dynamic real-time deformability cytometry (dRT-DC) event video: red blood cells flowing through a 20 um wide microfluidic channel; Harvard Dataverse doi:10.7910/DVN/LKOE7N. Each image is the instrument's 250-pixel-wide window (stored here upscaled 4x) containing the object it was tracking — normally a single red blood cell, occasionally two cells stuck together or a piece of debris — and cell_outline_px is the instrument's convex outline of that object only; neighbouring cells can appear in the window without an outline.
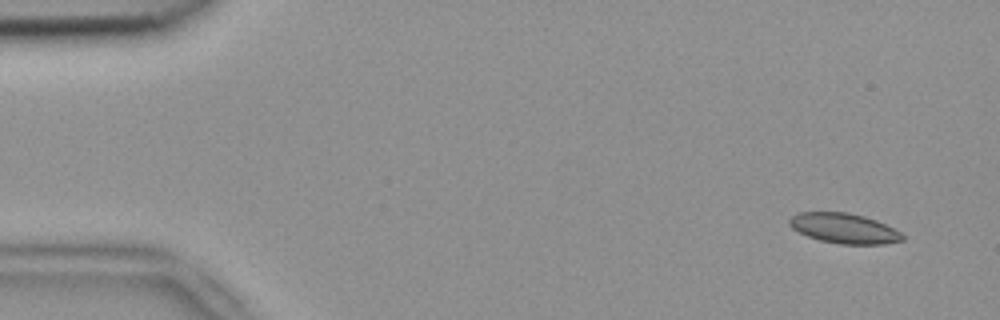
{"species": "common noctule bat (a hibernating species)", "species_latin": "Nyctalus noctula", "temperature_condition": "room temperature", "stored_images_in_passage": 5, "camera_frame_rate_fps": 3000, "um_per_image_px": 0.085, "animal": {"sex": "female", "body_mass_g": 18.4}, "frame": {"image": 1, "passage_image": 1, "time_ms": 0.0, "image_size_px": [1000, 320], "cell_outline_px": [[904, 240], [884, 244], [840, 244], [820, 240], [808, 236], [792, 228], [788, 224], [788, 220], [796, 212], [848, 212], [864, 216], [876, 220], [900, 232], [904, 236]], "centroid_in_image_um": [71.73, 19.4], "position_along_channel_um": 13.3, "area_um2": 19.77}}
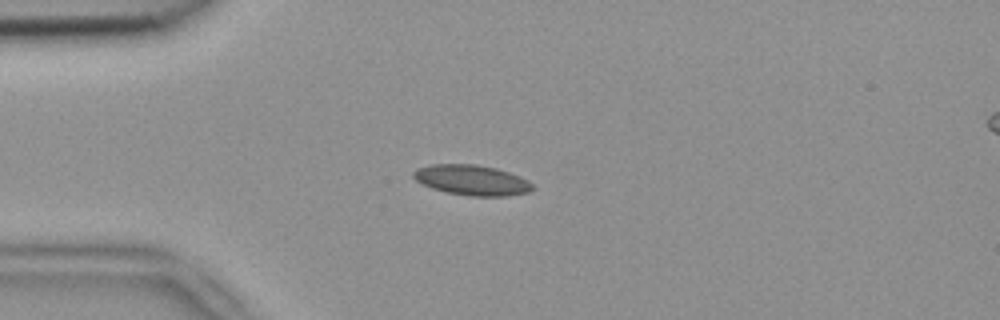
{"frame": {"image": 2, "passage_image": 4, "time_ms": 1.0, "image_size_px": [1000, 320], "cell_outline_px": [[536, 188], [528, 192], [504, 196], [472, 196], [448, 192], [432, 188], [416, 180], [412, 176], [412, 172], [416, 168], [432, 164], [476, 164], [496, 168], [520, 176], [528, 180]], "centroid_in_image_um": [40.11, 15.3], "position_along_channel_um": 44.9, "area_um2": 20.98}}